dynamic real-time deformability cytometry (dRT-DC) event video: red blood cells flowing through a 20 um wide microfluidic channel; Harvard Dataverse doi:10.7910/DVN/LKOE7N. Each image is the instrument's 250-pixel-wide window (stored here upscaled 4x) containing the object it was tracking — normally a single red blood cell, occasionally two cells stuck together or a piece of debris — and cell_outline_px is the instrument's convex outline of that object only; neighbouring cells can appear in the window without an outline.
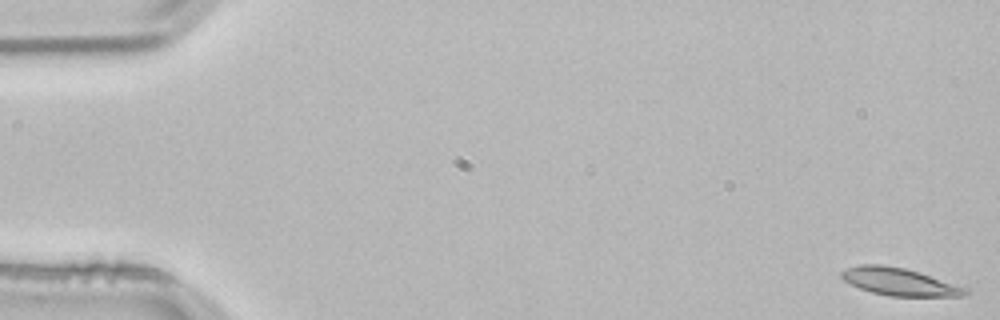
{"species": "common noctule bat (a hibernating species)", "species_latin": "Nyctalus noctula", "temperature_condition": "room temperature", "stored_images_in_passage": 11, "camera_frame_rate_fps": 3000, "um_per_image_px": 0.085, "animal": {"sex": "male", "body_mass_g": 21.5, "forearm_length_mm": 52.0}, "frame": {"image": 1, "passage_image": 1, "time_ms": 0.0, "image_size_px": [1000, 320], "cell_outline_px": [[972, 292], [964, 296], [888, 296], [872, 292], [860, 288], [844, 280], [840, 276], [840, 272], [848, 268], [860, 264], [884, 264], [904, 268], [968, 288]], "centroid_in_image_um": [76.46, 23.95], "position_along_channel_um": 8.5, "area_um2": 19.71}}